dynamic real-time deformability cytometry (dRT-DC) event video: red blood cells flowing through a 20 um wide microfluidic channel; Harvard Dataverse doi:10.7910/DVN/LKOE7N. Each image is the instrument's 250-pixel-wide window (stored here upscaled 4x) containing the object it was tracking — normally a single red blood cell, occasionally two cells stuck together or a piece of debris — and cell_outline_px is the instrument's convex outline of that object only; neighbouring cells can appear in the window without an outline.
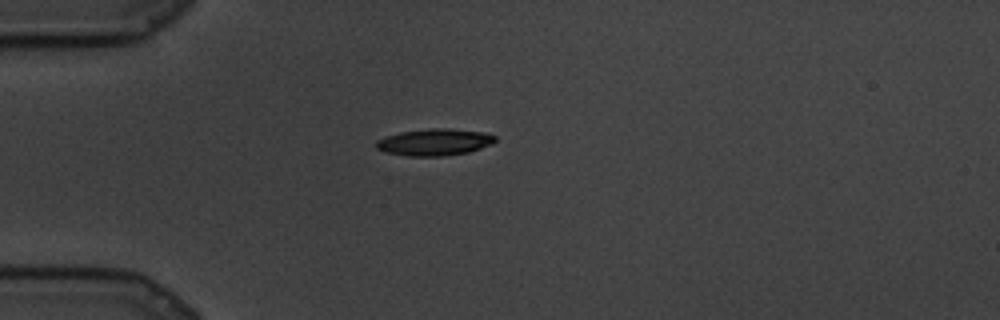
{"species": "common noctule bat (a hibernating species)", "species_latin": "Nyctalus noctula", "temperature_condition": "cold", "stored_images_in_passage": 63, "camera_frame_rate_fps": 3000, "um_per_image_px": 0.085, "animal": {"sex": "male", "body_mass_g": 19.5, "forearm_length_mm": 54.6}, "frame": {"image": 1, "passage_image": 1, "time_ms": 0.0, "image_size_px": [1000, 320], "cell_outline_px": [[496, 140], [492, 144], [468, 152], [444, 156], [408, 156], [384, 152], [376, 148], [376, 140], [400, 132], [432, 128], [448, 128], [484, 132], [496, 136]], "centroid_in_image_um": [36.94, 12.08], "position_along_channel_um": 48.1, "area_um2": 18.55}}
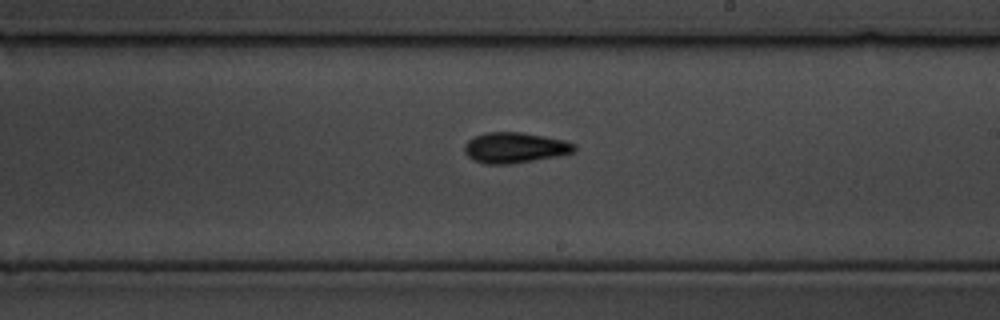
{"frame": {"image": 2, "passage_image": 28, "time_ms": 9.0, "image_size_px": [1000, 320], "cell_outline_px": [[576, 148], [572, 152], [556, 156], [512, 164], [484, 164], [472, 160], [464, 152], [464, 144], [472, 136], [488, 132], [520, 132], [544, 136], [564, 140], [576, 144]], "centroid_in_image_um": [43.71, 12.55], "position_along_channel_um": 245.3, "area_um2": 19.65}}
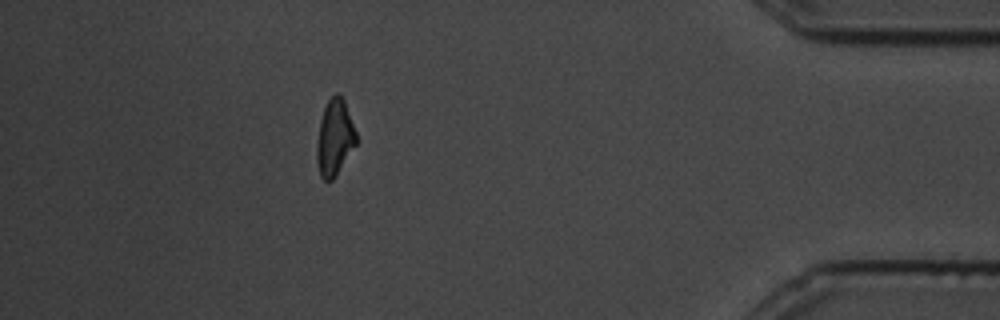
{"frame": {"image": 3, "passage_image": 54, "time_ms": 17.667, "image_size_px": [1000, 320], "cell_outline_px": [[356, 144], [336, 176], [332, 180], [324, 180], [320, 176], [316, 160], [316, 148], [320, 120], [324, 108], [328, 100], [336, 92], [344, 100], [356, 132]], "centroid_in_image_um": [28.43, 11.72], "position_along_channel_um": 406.8, "area_um2": 17.34}}